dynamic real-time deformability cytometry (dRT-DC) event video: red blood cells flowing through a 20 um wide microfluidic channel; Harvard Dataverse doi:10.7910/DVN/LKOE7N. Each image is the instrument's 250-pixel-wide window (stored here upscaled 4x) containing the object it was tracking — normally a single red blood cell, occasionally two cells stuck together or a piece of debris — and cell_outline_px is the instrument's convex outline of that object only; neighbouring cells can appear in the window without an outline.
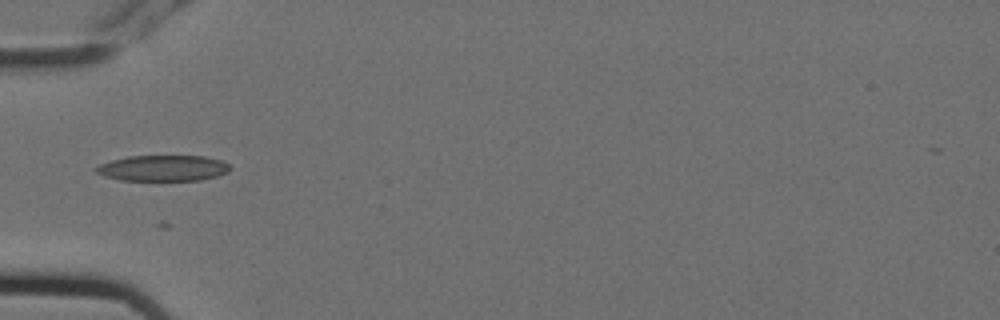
{"species": "Egyptian fruit bat (a non-hibernating species)", "species_latin": "Rousettus aegyptiacus", "temperature_condition": "cold", "stored_images_in_passage": 10, "camera_frame_rate_fps": 3000, "um_per_image_px": 0.085, "animal": {"sex": "female"}, "frame": {"image": 1, "passage_image": 4, "time_ms": 1.0, "image_size_px": [1000, 320], "cell_outline_px": [[232, 168], [228, 172], [216, 176], [200, 180], [120, 180], [104, 176], [96, 172], [92, 168], [100, 164], [112, 160], [128, 156], [204, 156], [220, 160], [228, 164]], "centroid_in_image_um": [13.84, 14.29], "position_along_channel_um": 71.2, "area_um2": 20.17}}
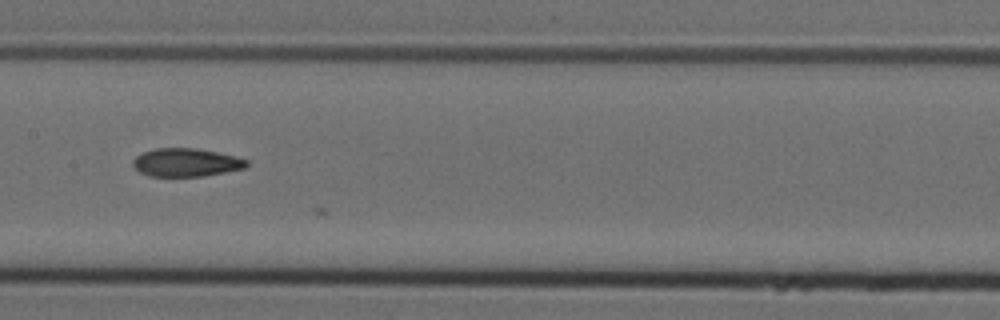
{"frame": {"image": 2, "passage_image": 7, "time_ms": 2.0, "image_size_px": [1000, 320], "cell_outline_px": [[248, 164], [244, 168], [204, 176], [148, 176], [140, 172], [132, 164], [132, 160], [136, 156], [144, 152], [156, 148], [196, 148], [236, 156], [248, 160]], "centroid_in_image_um": [15.81, 13.81], "position_along_channel_um": 191.6, "area_um2": 18.61}}
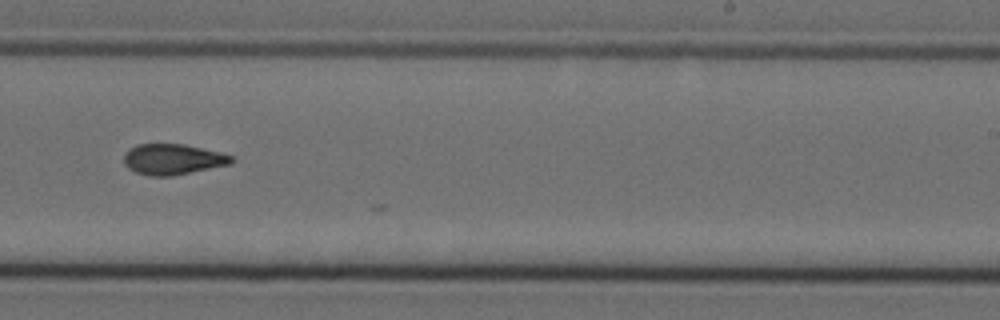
{"frame": {"image": 3, "passage_image": 9, "time_ms": 2.667, "image_size_px": [1000, 320], "cell_outline_px": [[236, 160], [232, 164], [172, 176], [148, 176], [136, 172], [128, 168], [124, 164], [124, 156], [128, 148], [140, 144], [184, 144], [220, 152], [232, 156]], "centroid_in_image_um": [14.7, 13.54], "position_along_channel_um": 274.3, "area_um2": 19.36}}